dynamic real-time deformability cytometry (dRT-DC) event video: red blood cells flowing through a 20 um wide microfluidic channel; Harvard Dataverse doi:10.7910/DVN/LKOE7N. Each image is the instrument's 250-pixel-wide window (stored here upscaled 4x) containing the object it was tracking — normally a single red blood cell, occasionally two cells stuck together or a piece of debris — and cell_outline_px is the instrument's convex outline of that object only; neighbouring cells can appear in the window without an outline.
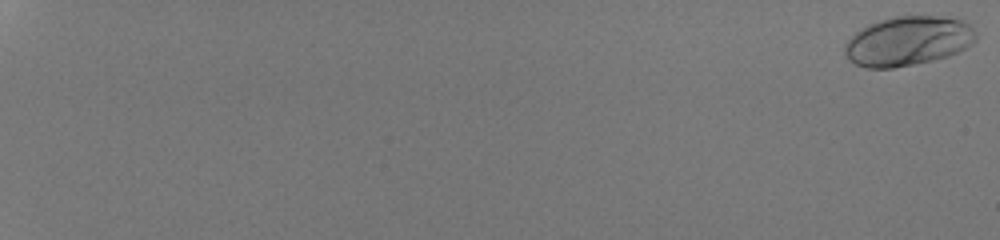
{"species": "human", "species_latin": "Homo sapiens", "temperature_condition": "room temperature", "stored_images_in_passage": 55, "camera_frame_rate_fps": 3000, "um_per_image_px": 0.085, "donor": {"sex": "male"}, "frame": {"image": 1, "passage_image": 1, "time_ms": 0.0, "image_size_px": [1000, 240], "cell_outline_px": [[976, 40], [972, 44], [948, 56], [932, 60], [892, 68], [868, 68], [856, 64], [848, 60], [844, 52], [844, 44], [860, 28], [880, 20], [892, 16], [936, 16], [964, 20], [976, 32]], "centroid_in_image_um": [77.16, 3.48], "position_along_channel_um": 7.8, "area_um2": 37.63}}
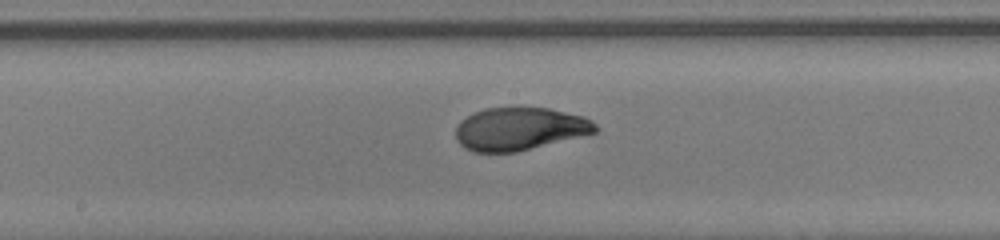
{"frame": {"image": 2, "passage_image": 35, "time_ms": 11.333, "image_size_px": [1000, 240], "cell_outline_px": [[600, 128], [596, 132], [516, 152], [472, 152], [464, 148], [456, 140], [456, 124], [460, 120], [484, 108], [548, 108], [584, 116], [592, 120]], "centroid_in_image_um": [44.15, 10.96], "position_along_channel_um": 204.0, "area_um2": 34.8}}
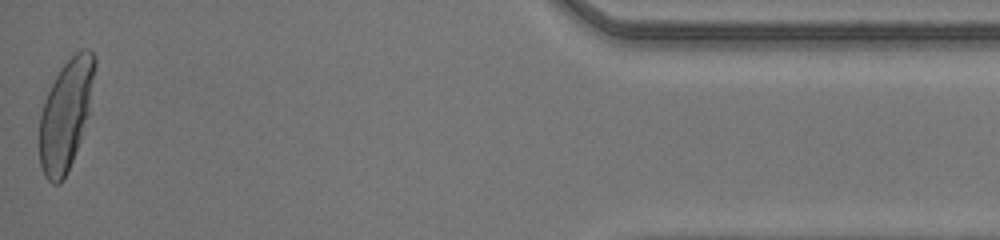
{"frame": {"image": 3, "passage_image": 55, "time_ms": 18.0, "image_size_px": [1000, 240], "cell_outline_px": [[96, 64], [88, 116], [80, 140], [72, 160], [60, 184], [52, 184], [44, 176], [40, 164], [40, 116], [44, 100], [60, 68], [76, 52], [84, 48], [88, 48], [96, 56]], "centroid_in_image_um": [5.6, 9.71], "position_along_channel_um": 429.6, "area_um2": 35.08}, "authors_computed_cell_mechanics": {"area_um2": 35.0846, "velocity_mm_per_s": 4.2511, "shape_relaxation_time_tau1_ms": 4.0555, "shape_relaxation_time_tau2_ms": null, "deformation_change_tau1": 0.2118, "deformation_change_tau2": null}}